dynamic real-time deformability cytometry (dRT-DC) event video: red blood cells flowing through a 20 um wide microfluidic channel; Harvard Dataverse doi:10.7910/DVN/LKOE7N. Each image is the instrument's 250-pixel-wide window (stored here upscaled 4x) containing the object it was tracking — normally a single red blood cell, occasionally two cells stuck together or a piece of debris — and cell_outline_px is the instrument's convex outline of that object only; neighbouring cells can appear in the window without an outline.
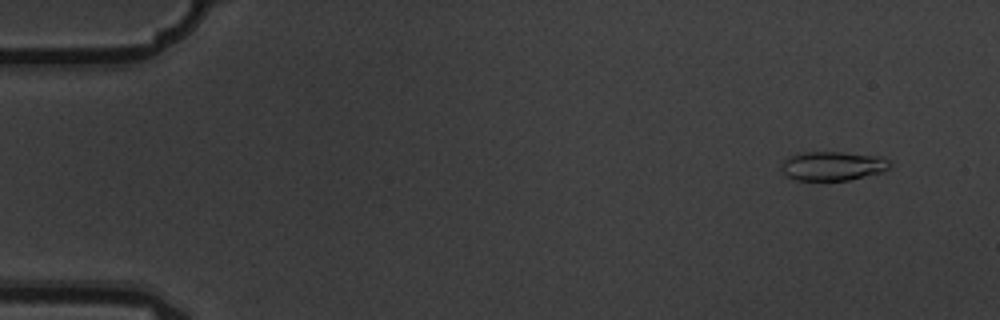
{"species": "common noctule bat (a hibernating species)", "species_latin": "Nyctalus noctula", "temperature_condition": "warm", "stored_images_in_passage": 5, "camera_frame_rate_fps": 3000, "um_per_image_px": 0.085, "animal": {"sex": "male", "body_mass_g": 19.5, "forearm_length_mm": 54.6}, "frame": {"image": 1, "passage_image": 2, "time_ms": 0.333, "image_size_px": [1000, 320], "cell_outline_px": [[888, 168], [884, 172], [848, 180], [796, 180], [788, 176], [780, 168], [780, 164], [784, 160], [792, 156], [804, 152], [840, 152], [880, 156], [888, 160]], "centroid_in_image_um": [70.77, 14.11], "position_along_channel_um": 14.2, "area_um2": 18.21}}